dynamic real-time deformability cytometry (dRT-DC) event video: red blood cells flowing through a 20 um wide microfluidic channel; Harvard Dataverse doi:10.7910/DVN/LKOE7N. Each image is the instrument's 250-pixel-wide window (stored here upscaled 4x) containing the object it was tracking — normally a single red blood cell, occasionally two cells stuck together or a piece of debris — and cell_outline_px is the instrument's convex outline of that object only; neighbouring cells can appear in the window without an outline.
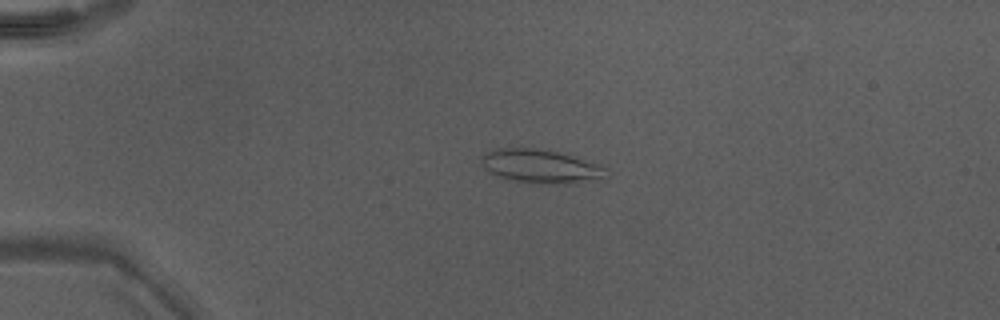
{"species": "Egyptian fruit bat (a non-hibernating species)", "species_latin": "Rousettus aegyptiacus", "temperature_condition": "warm", "stored_images_in_passage": 48, "camera_frame_rate_fps": 3000, "um_per_image_px": 0.085, "animal": {"sex": "male"}, "frame": {"image": 1, "passage_image": 12, "time_ms": 3.667, "image_size_px": [1000, 320], "cell_outline_px": [[608, 168], [600, 176], [576, 184], [552, 184], [516, 180], [500, 176], [488, 172], [480, 164], [480, 156], [496, 148], [536, 148], [556, 152]], "centroid_in_image_um": [45.83, 14.12], "position_along_channel_um": 39.2, "area_um2": 23.64}}
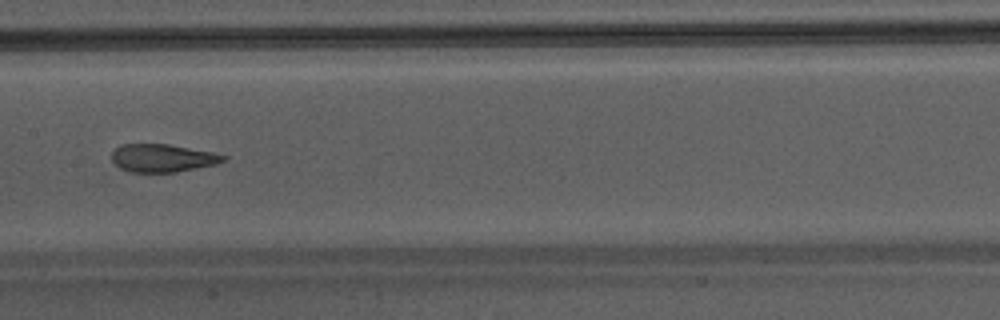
{"frame": {"image": 2, "passage_image": 26, "time_ms": 8.333, "image_size_px": [1000, 320], "cell_outline_px": [[228, 156], [224, 160], [216, 164], [176, 172], [132, 172], [120, 168], [112, 160], [112, 152], [120, 144], [168, 144], [212, 152]], "centroid_in_image_um": [13.81, 13.43], "position_along_channel_um": 193.6, "area_um2": 18.03}}
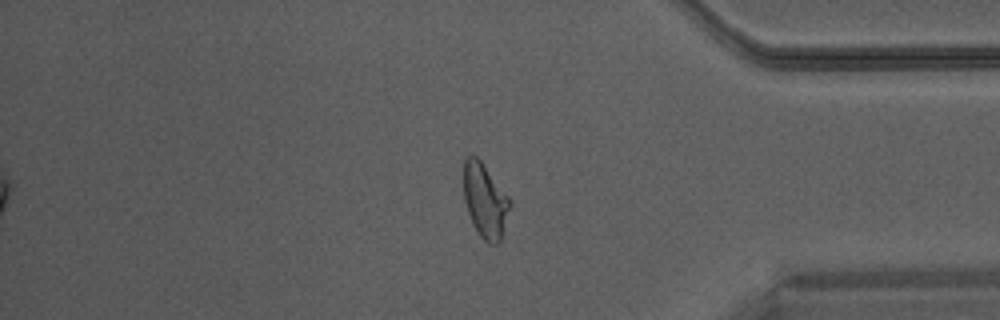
{"frame": {"image": 3, "passage_image": 41, "time_ms": 13.333, "image_size_px": [1000, 320], "cell_outline_px": [[512, 200], [500, 240], [496, 244], [488, 244], [480, 236], [472, 224], [464, 200], [464, 160], [472, 152], [480, 160]], "centroid_in_image_um": [41.22, 17.04], "position_along_channel_um": 394.0, "area_um2": 19.94}}